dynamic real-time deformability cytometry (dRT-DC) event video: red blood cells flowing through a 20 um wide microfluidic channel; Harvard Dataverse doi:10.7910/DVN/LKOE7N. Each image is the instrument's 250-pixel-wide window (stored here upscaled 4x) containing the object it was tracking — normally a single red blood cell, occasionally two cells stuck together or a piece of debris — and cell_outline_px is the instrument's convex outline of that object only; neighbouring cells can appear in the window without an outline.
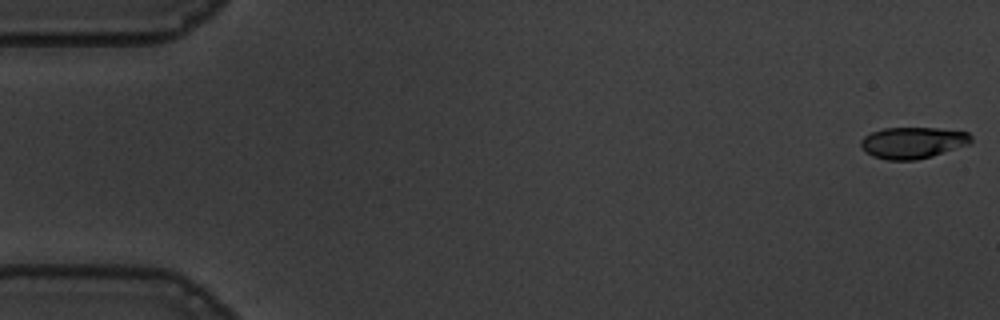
{"species": "common noctule bat (a hibernating species)", "species_latin": "Nyctalus noctula", "temperature_condition": "warm", "stored_images_in_passage": 10, "camera_frame_rate_fps": 3000, "um_per_image_px": 0.085, "animal": {"sex": "male", "body_mass_g": 19.5, "forearm_length_mm": 54.6}, "frame": {"image": 1, "passage_image": 1, "time_ms": 0.0, "image_size_px": [1000, 320], "cell_outline_px": [[972, 140], [968, 144], [932, 156], [916, 160], [888, 160], [872, 156], [860, 144], [860, 140], [864, 136], [872, 132], [884, 128], [940, 128], [968, 132], [972, 136]], "centroid_in_image_um": [77.6, 12.12], "position_along_channel_um": 7.4, "area_um2": 20.06}}